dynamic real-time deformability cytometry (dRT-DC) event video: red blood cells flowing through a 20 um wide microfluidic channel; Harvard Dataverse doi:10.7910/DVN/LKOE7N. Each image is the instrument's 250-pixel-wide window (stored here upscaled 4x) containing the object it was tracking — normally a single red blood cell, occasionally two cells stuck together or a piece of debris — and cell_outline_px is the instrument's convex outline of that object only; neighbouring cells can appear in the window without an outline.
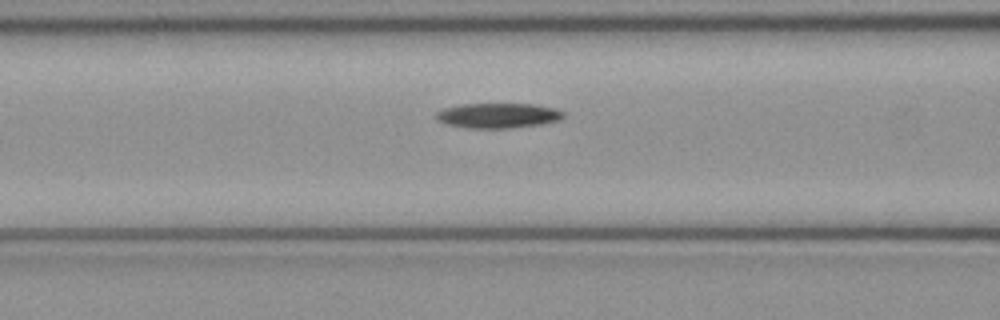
{"species": "common noctule bat (a hibernating species)", "species_latin": "Nyctalus noctula", "temperature_condition": "cold", "stored_images_in_passage": 31, "camera_frame_rate_fps": 3000, "um_per_image_px": 0.085, "animal": {"sex": "female", "body_mass_g": 21.9}, "frame": {"image": 1, "passage_image": 7, "time_ms": 2.0, "image_size_px": [1000, 320], "cell_outline_px": [[564, 116], [560, 120], [544, 124], [512, 128], [464, 128], [444, 124], [436, 120], [436, 112], [444, 108], [460, 104], [536, 104], [556, 108], [564, 112]], "centroid_in_image_um": [42.33, 9.83], "position_along_channel_um": 124.3, "area_um2": 18.9}}
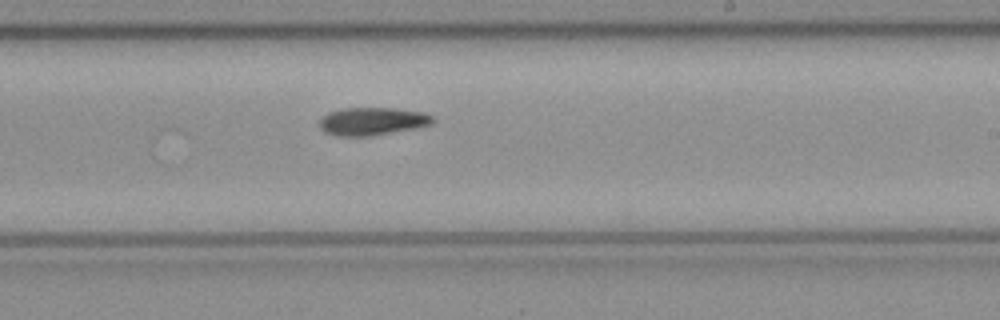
{"frame": {"image": 2, "passage_image": 17, "time_ms": 5.333, "image_size_px": [1000, 320], "cell_outline_px": [[436, 120], [432, 124], [416, 128], [372, 136], [336, 136], [324, 132], [320, 128], [320, 116], [328, 112], [340, 108], [396, 108], [424, 112], [436, 116]], "centroid_in_image_um": [31.66, 10.3], "position_along_channel_um": 257.3, "area_um2": 18.84}}
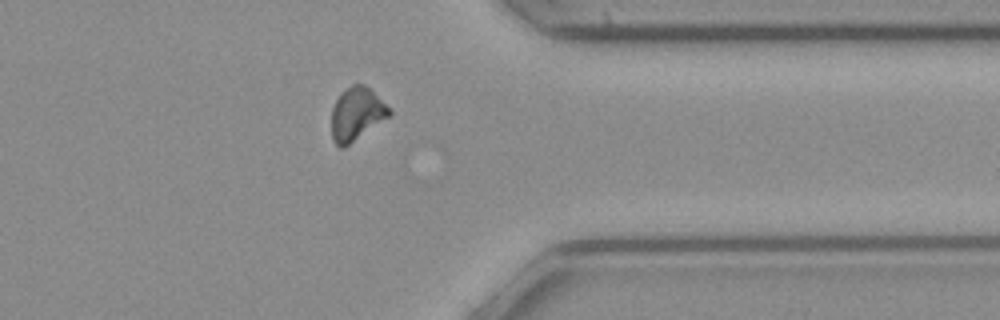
{"frame": {"image": 3, "passage_image": 27, "time_ms": 8.667, "image_size_px": [1000, 320], "cell_outline_px": [[392, 116], [344, 148], [340, 148], [332, 140], [332, 108], [340, 92], [352, 84], [364, 84], [392, 112]], "centroid_in_image_um": [30.3, 9.72], "position_along_channel_um": 381.1, "area_um2": 17.86}}